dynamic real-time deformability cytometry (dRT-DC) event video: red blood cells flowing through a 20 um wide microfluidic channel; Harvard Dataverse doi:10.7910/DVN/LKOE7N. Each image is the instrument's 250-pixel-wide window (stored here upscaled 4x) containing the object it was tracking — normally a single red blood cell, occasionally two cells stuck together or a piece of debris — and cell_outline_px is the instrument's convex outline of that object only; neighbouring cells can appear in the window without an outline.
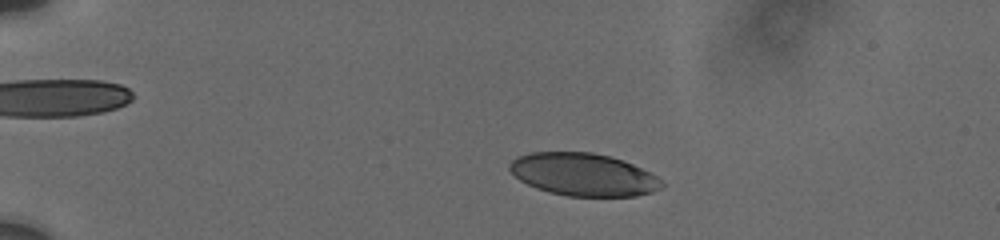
{"species": "human", "species_latin": "Homo sapiens", "temperature_condition": "cold", "stored_images_in_passage": 17, "camera_frame_rate_fps": 3000, "um_per_image_px": 0.085, "donor": {"sex": "male"}, "frame": {"image": 1, "passage_image": 9, "time_ms": 3.0, "image_size_px": [1000, 240], "cell_outline_px": [[664, 184], [660, 188], [652, 192], [636, 196], [568, 196], [548, 192], [536, 188], [520, 180], [508, 168], [508, 164], [516, 156], [528, 152], [592, 152], [608, 156], [632, 164], [656, 176]], "centroid_in_image_um": [49.54, 14.83], "position_along_channel_um": 35.5, "area_um2": 37.63}}
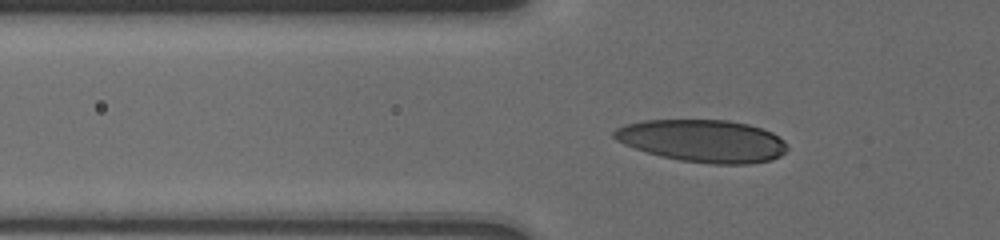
{"frame": {"image": 2, "passage_image": 16, "time_ms": 5.667, "image_size_px": [1000, 240], "cell_outline_px": [[788, 148], [780, 156], [772, 160], [752, 164], [712, 164], [680, 160], [660, 156], [624, 144], [616, 140], [612, 136], [612, 132], [616, 128], [624, 124], [644, 120], [728, 120], [748, 124], [772, 132], [784, 140]], "centroid_in_image_um": [59.74, 11.97], "position_along_channel_um": 66.1, "area_um2": 42.95}}
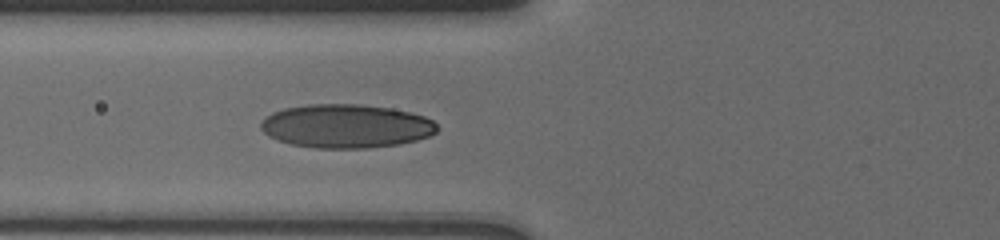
{"frame": {"image": 3, "passage_image": 17, "time_ms": 6.667, "image_size_px": [1000, 240], "cell_outline_px": [[440, 128], [436, 132], [428, 136], [416, 140], [400, 144], [368, 148], [316, 148], [292, 144], [276, 140], [268, 136], [260, 128], [260, 124], [264, 116], [272, 112], [284, 108], [308, 104], [360, 104], [392, 108], [424, 116], [432, 120]], "centroid_in_image_um": [29.39, 10.71], "position_along_channel_um": 96.4, "area_um2": 45.14}}